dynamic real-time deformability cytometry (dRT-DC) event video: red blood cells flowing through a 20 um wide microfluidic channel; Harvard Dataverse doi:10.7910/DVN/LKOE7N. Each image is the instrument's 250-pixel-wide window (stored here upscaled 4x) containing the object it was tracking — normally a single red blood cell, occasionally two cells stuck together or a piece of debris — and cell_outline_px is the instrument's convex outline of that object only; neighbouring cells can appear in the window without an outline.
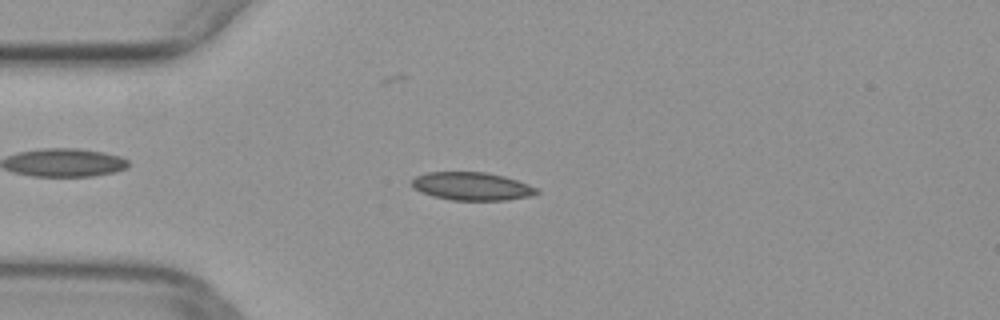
{"species": "common noctule bat (a hibernating species)", "species_latin": "Nyctalus noctula", "temperature_condition": "warm", "stored_images_in_passage": 50, "camera_frame_rate_fps": 3000, "um_per_image_px": 0.085, "animal": {"sex": "female", "body_mass_g": 29.2, "forearm_length_mm": 56.3}, "frame": {"image": 1, "passage_image": 12, "time_ms": 3.667, "image_size_px": [1000, 320], "cell_outline_px": [[540, 192], [532, 196], [508, 200], [452, 200], [432, 196], [420, 192], [412, 188], [412, 180], [416, 176], [428, 172], [484, 172], [504, 176], [540, 188]], "centroid_in_image_um": [40.13, 15.84], "position_along_channel_um": 44.9, "area_um2": 20.58}}
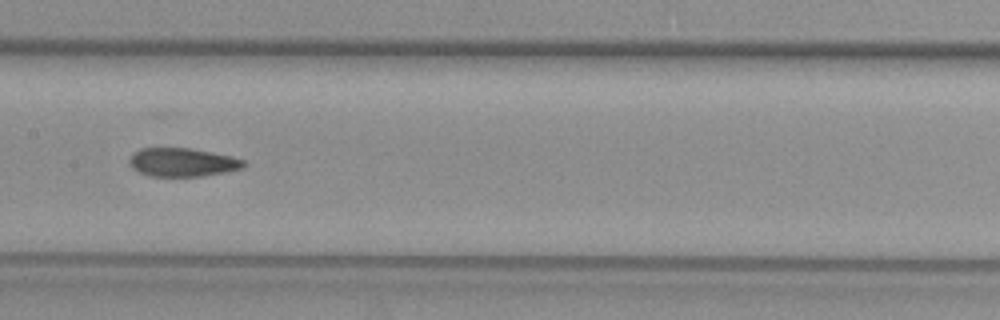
{"frame": {"image": 2, "passage_image": 24, "time_ms": 7.667, "image_size_px": [1000, 320], "cell_outline_px": [[248, 164], [244, 168], [204, 176], [148, 176], [132, 168], [128, 164], [128, 160], [140, 148], [192, 148], [232, 156], [244, 160]], "centroid_in_image_um": [15.54, 13.79], "position_along_channel_um": 191.9, "area_um2": 19.13}}
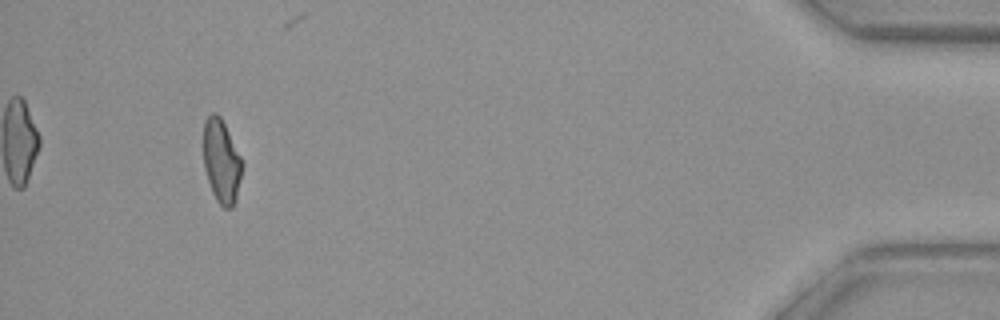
{"frame": {"image": 3, "passage_image": 46, "time_ms": 15.0, "image_size_px": [1000, 320], "cell_outline_px": [[244, 164], [236, 200], [232, 208], [224, 208], [216, 200], [212, 192], [204, 168], [204, 120], [212, 112], [216, 112], [220, 116]], "centroid_in_image_um": [18.83, 13.73], "position_along_channel_um": 416.4, "area_um2": 18.79}}